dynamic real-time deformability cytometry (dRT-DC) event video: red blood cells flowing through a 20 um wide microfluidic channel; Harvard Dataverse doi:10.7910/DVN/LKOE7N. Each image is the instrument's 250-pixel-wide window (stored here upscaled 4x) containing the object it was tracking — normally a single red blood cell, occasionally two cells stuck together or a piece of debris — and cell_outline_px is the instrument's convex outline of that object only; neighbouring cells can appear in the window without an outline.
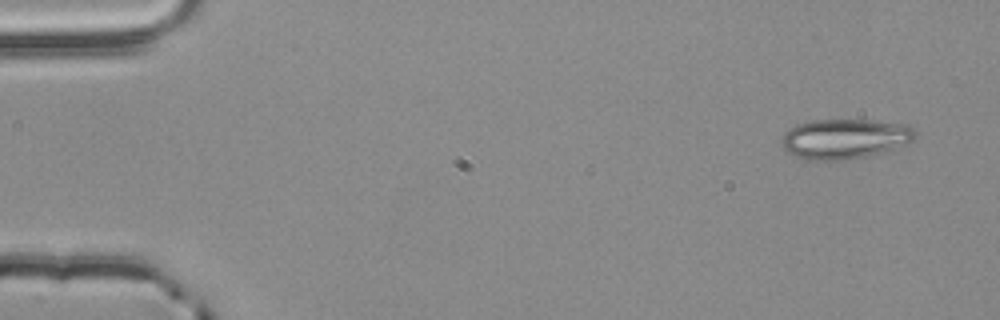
{"species": "common noctule bat (a hibernating species)", "species_latin": "Nyctalus noctula", "temperature_condition": "room temperature", "stored_images_in_passage": 4, "camera_frame_rate_fps": 3000, "um_per_image_px": 0.085, "animal": {"sex": "male", "body_mass_g": 20.4}, "frame": {"image": 1, "passage_image": 1, "time_ms": 0.0, "image_size_px": [1000, 320], "cell_outline_px": [[916, 136], [908, 144], [884, 152], [848, 160], [808, 160], [796, 156], [788, 152], [784, 148], [780, 140], [784, 132], [796, 124], [812, 120], [872, 120], [908, 124], [916, 128]], "centroid_in_image_um": [71.84, 11.79], "position_along_channel_um": 13.2, "area_um2": 31.5}}